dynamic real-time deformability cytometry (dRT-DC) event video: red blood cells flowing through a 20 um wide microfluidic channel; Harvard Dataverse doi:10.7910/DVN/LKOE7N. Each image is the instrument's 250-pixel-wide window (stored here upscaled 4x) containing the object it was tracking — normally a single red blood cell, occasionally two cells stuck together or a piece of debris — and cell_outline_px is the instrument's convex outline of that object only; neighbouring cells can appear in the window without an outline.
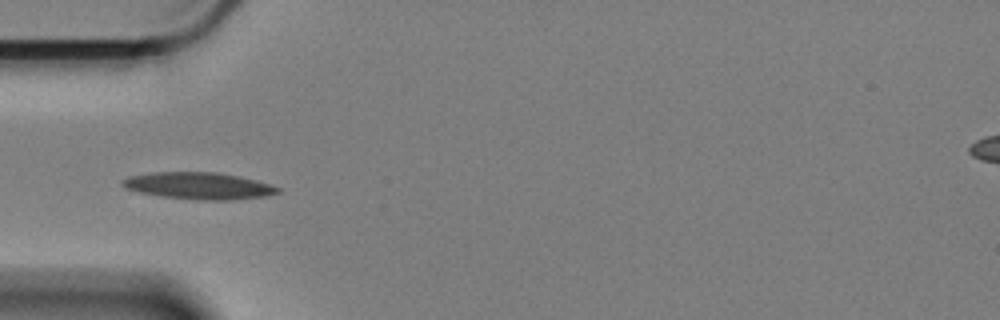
{"species": "Egyptian fruit bat (a non-hibernating species)", "species_latin": "Rousettus aegyptiacus", "temperature_condition": "cold", "stored_images_in_passage": 42, "camera_frame_rate_fps": 3000, "um_per_image_px": 0.085, "animal": {"sex": "female"}, "frame": {"image": 1, "passage_image": 1, "time_ms": 0.0, "image_size_px": [1000, 320], "cell_outline_px": [[280, 192], [264, 196], [232, 200], [196, 200], [164, 196], [140, 192], [124, 188], [120, 184], [120, 180], [128, 176], [152, 172], [216, 172], [240, 176], [256, 180], [280, 188]], "centroid_in_image_um": [16.85, 15.78], "position_along_channel_um": 68.1, "area_um2": 24.33}}
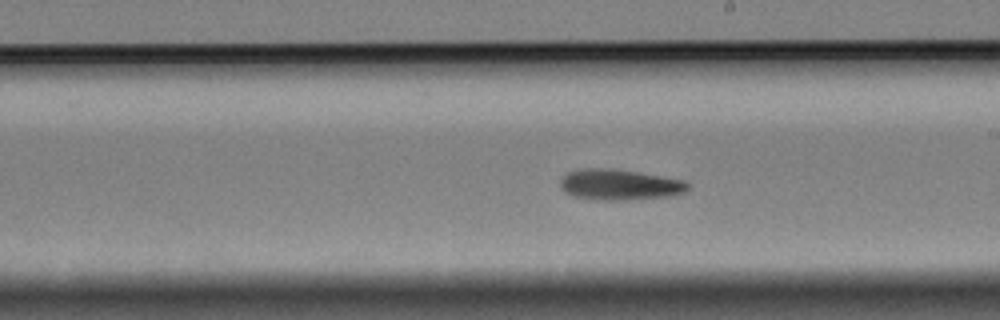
{"frame": {"image": 2, "passage_image": 16, "time_ms": 5.0, "image_size_px": [1000, 320], "cell_outline_px": [[688, 188], [684, 192], [672, 196], [624, 200], [596, 200], [572, 196], [564, 192], [560, 188], [560, 180], [568, 172], [580, 168], [608, 168], [636, 172], [684, 180], [688, 184]], "centroid_in_image_um": [52.61, 15.7], "position_along_channel_um": 236.4, "area_um2": 22.89}}
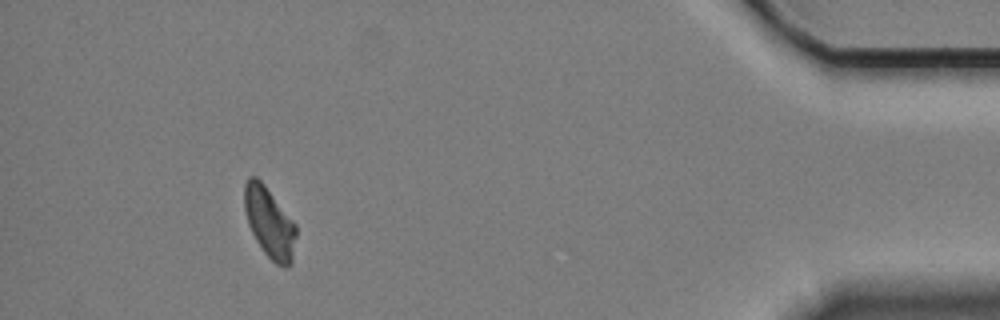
{"frame": {"image": 3, "passage_image": 37, "time_ms": 12.0, "image_size_px": [1000, 320], "cell_outline_px": [[296, 236], [292, 264], [288, 268], [284, 268], [276, 264], [264, 252], [256, 240], [248, 224], [244, 208], [244, 184], [248, 176], [256, 176], [264, 184], [296, 224]], "centroid_in_image_um": [22.91, 18.93], "position_along_channel_um": 412.3, "area_um2": 21.33}, "authors_computed_cell_mechanics": {"area_um2": 22.0218, "velocity_mm_per_s": 3.3567, "shape_relaxation_time_tau1_ms": 10.8505, "shape_relaxation_time_tau2_ms": null, "deformation_change_tau1": 0.1895, "deformation_change_tau2": null}}